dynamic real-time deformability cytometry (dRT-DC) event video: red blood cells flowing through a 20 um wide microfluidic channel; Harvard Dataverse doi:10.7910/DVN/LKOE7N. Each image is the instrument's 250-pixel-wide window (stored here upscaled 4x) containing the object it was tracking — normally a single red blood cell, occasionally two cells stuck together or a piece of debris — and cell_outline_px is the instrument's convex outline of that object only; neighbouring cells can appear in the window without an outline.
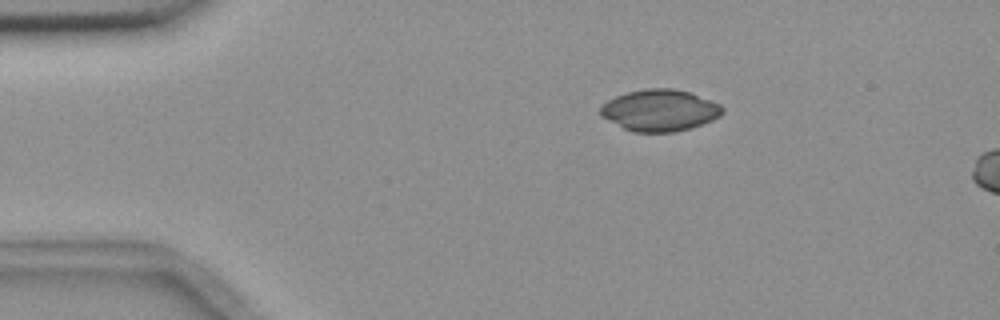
{"species": "common noctule bat (a hibernating species)", "species_latin": "Nyctalus noctula", "temperature_condition": "room temperature", "stored_images_in_passage": 3, "camera_frame_rate_fps": 3000, "um_per_image_px": 0.085, "animal": {"sex": "female", "body_mass_g": 18.4}, "frame": {"image": 1, "passage_image": 1, "time_ms": 0.0, "image_size_px": [1000, 320], "cell_outline_px": [[724, 112], [720, 116], [712, 120], [692, 128], [676, 132], [632, 132], [600, 116], [600, 108], [608, 100], [616, 96], [628, 92], [648, 88], [672, 88], [692, 92], [720, 104], [724, 108]], "centroid_in_image_um": [56.11, 9.38], "position_along_channel_um": 28.9, "area_um2": 29.71}}